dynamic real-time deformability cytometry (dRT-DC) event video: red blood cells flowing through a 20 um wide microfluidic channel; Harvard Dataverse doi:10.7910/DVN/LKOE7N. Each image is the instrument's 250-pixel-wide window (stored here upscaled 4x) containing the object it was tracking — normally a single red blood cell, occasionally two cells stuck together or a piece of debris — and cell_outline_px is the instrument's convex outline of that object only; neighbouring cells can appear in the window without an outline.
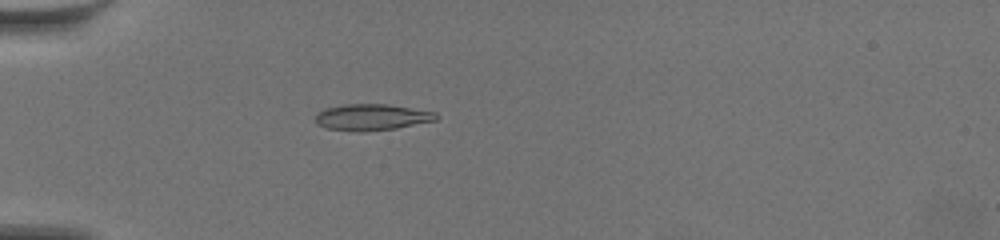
{"species": "common noctule bat (a hibernating species)", "species_latin": "Nyctalus noctula", "temperature_condition": "warm", "stored_images_in_passage": 36, "camera_frame_rate_fps": 3000, "um_per_image_px": 0.085, "animal": {"sex": "female", "body_mass_g": 19.5, "forearm_length_mm": 54.1}, "frame": {"image": 1, "passage_image": 10, "time_ms": 3.0, "image_size_px": [1000, 240], "cell_outline_px": [[440, 116], [436, 120], [396, 128], [328, 128], [316, 124], [316, 112], [324, 108], [344, 104], [388, 104], [436, 112]], "centroid_in_image_um": [31.64, 9.89], "position_along_channel_um": 53.4, "area_um2": 17.57}}
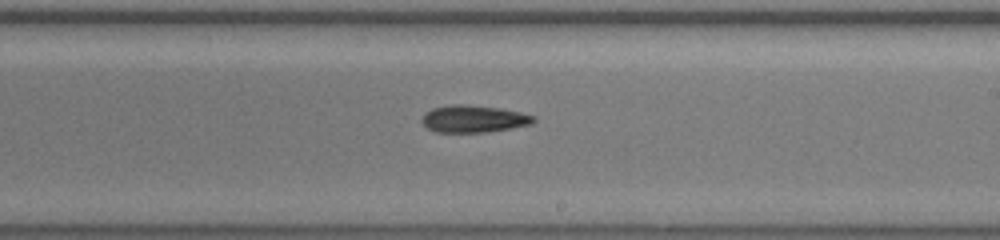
{"frame": {"image": 2, "passage_image": 25, "time_ms": 8.0, "image_size_px": [1000, 240], "cell_outline_px": [[536, 120], [532, 124], [512, 128], [488, 132], [436, 132], [428, 128], [420, 120], [424, 112], [432, 108], [452, 104], [460, 104], [500, 108], [520, 112], [536, 116]], "centroid_in_image_um": [40.26, 10.1], "position_along_channel_um": 248.7, "area_um2": 17.8}}
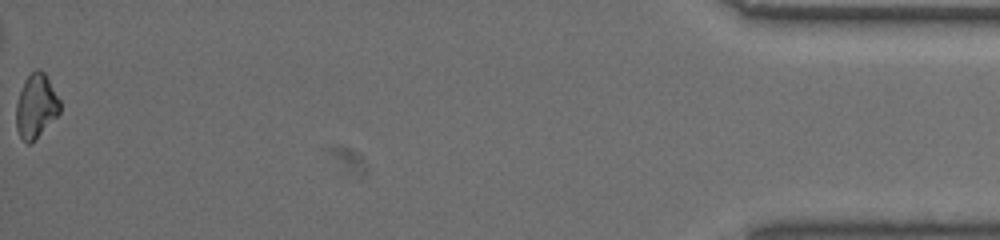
{"frame": {"image": 3, "passage_image": 36, "time_ms": 11.667, "image_size_px": [1000, 240], "cell_outline_px": [[60, 112], [28, 144], [20, 136], [16, 128], [16, 104], [24, 80], [36, 68], [40, 68], [44, 72], [60, 100]], "centroid_in_image_um": [3.05, 8.96], "position_along_channel_um": 432.2, "area_um2": 15.84}}